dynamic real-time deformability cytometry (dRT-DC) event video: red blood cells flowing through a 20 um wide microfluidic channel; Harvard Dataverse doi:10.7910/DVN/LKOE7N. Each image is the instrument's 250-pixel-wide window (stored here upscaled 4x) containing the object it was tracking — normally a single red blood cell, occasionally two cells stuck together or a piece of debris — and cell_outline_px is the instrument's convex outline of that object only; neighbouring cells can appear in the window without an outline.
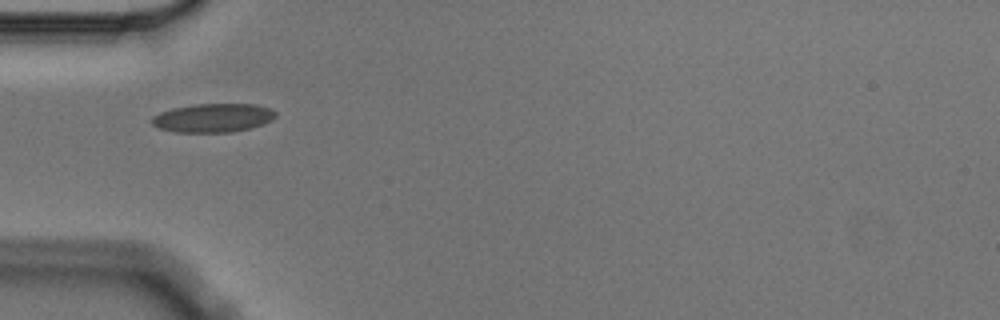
{"species": "Egyptian fruit bat (a non-hibernating species)", "species_latin": "Rousettus aegyptiacus", "temperature_condition": "cold", "stored_images_in_passage": 1, "camera_frame_rate_fps": 3000, "um_per_image_px": 0.085, "animal": {"sex": "male"}, "frame": {"image": 1, "passage_image": 1, "time_ms": 0.0, "image_size_px": [1000, 320], "cell_outline_px": [[276, 116], [272, 120], [264, 124], [252, 128], [232, 132], [176, 132], [160, 128], [152, 124], [152, 116], [160, 112], [172, 108], [192, 104], [256, 104], [268, 108], [276, 112]], "centroid_in_image_um": [18.12, 10.02], "position_along_channel_um": 66.9, "area_um2": 20.81}}